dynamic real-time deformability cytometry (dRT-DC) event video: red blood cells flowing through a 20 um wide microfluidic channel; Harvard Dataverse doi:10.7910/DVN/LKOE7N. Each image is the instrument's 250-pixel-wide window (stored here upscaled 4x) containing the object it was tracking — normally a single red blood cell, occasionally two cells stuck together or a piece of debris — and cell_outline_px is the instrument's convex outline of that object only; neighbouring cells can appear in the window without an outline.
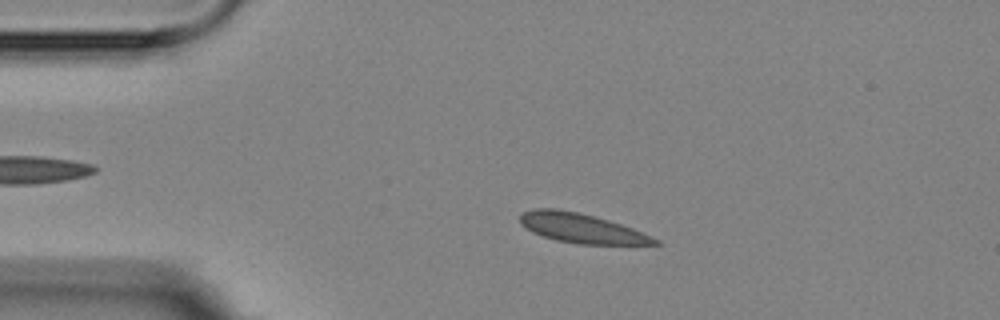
{"species": "Egyptian fruit bat (a non-hibernating species)", "species_latin": "Rousettus aegyptiacus", "temperature_condition": "room temperature", "stored_images_in_passage": 4, "camera_frame_rate_fps": 3000, "um_per_image_px": 0.085, "animal": {"sex": "female"}, "frame": {"image": 1, "passage_image": 3, "time_ms": 2.333, "image_size_px": [1000, 320], "cell_outline_px": [[664, 244], [580, 244], [556, 240], [532, 232], [524, 228], [520, 224], [520, 216], [524, 212], [532, 208], [556, 208], [576, 212], [608, 220], [632, 228], [660, 240]], "centroid_in_image_um": [49.39, 19.39], "position_along_channel_um": 35.6, "area_um2": 22.95}}